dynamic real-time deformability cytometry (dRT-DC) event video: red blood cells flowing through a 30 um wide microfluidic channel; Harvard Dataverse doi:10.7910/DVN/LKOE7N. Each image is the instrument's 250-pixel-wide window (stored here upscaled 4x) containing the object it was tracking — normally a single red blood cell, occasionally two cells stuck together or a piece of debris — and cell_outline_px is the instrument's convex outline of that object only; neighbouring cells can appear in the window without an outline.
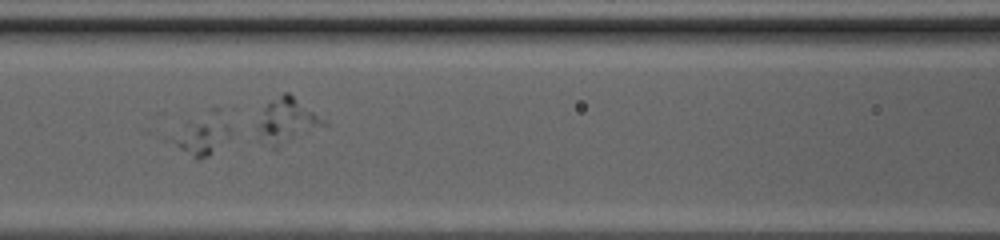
{"species": "common noctule bat (a hibernating species)", "species_latin": "Nyctalus noctula", "temperature_condition": "cold", "stored_images_in_passage": 54, "segment_of_instrument_passage": [1, 2], "camera_frame_rate_fps": 3000, "um_per_image_px": 0.085, "animal": {"sex": "female", "body_mass_g": 20.0, "forearm_length_mm": 54.0}, "frame": {"image": 1, "passage_image": 27, "time_ms": 8.667, "image_size_px": [1000, 240], "cell_outline_px": [[232, 136], [208, 156], [200, 160], [196, 160], [164, 140], [168, 136], [188, 120], [212, 108], [216, 108], [220, 112], [228, 124]], "centroid_in_image_um": [17.1, 11.44], "position_along_channel_um": 149.5, "area_um2": 14.62}}
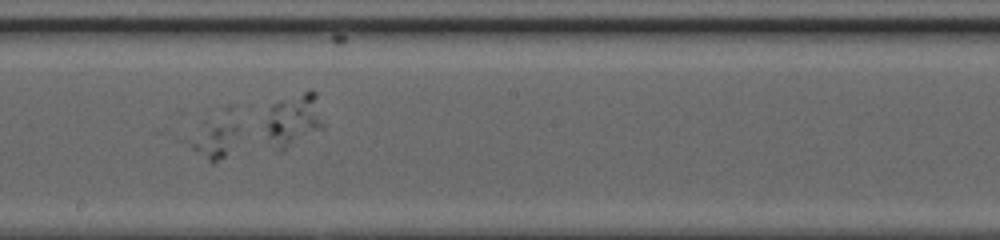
{"frame": {"image": 2, "passage_image": 33, "time_ms": 10.667, "image_size_px": [1000, 240], "cell_outline_px": [[236, 132], [224, 156], [212, 164], [180, 140], [220, 108], [228, 104], [232, 104], [236, 124]], "centroid_in_image_um": [18.14, 11.46], "position_along_channel_um": 230.1, "area_um2": 13.24}}
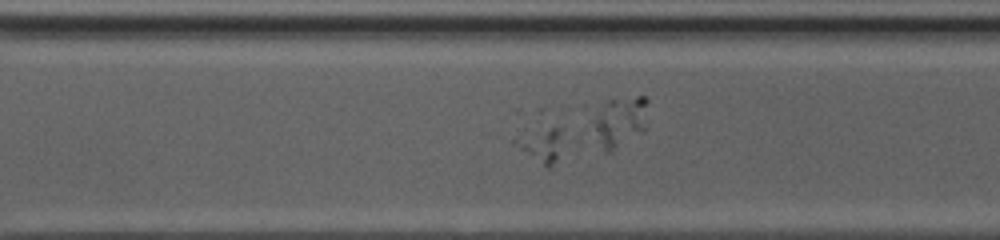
{"frame": {"image": 3, "passage_image": 40, "time_ms": 13.0, "image_size_px": [1000, 240], "cell_outline_px": [[576, 140], [552, 168], [548, 168], [512, 144], [512, 140], [552, 128], [564, 128]], "centroid_in_image_um": [46.41, 12.36], "position_along_channel_um": 324.2, "area_um2": 10.69}}